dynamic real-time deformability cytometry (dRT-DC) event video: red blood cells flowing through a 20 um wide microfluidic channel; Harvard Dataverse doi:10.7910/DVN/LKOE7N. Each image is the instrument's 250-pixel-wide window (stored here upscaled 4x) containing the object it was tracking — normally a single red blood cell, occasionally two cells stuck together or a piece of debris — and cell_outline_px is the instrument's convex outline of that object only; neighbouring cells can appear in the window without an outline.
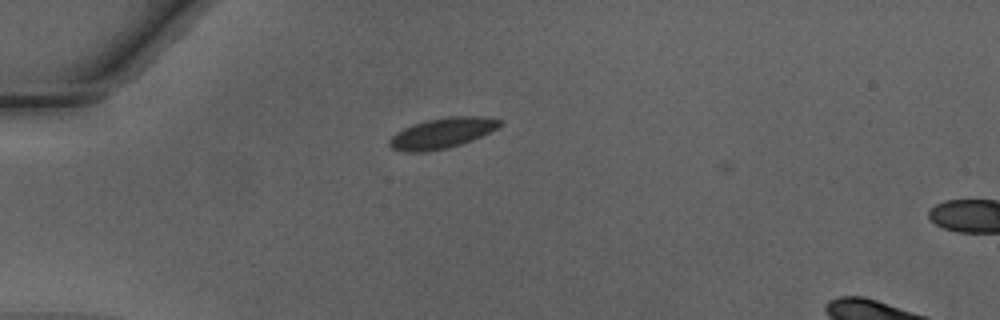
{"species": "Egyptian fruit bat (a non-hibernating species)", "species_latin": "Rousettus aegyptiacus", "temperature_condition": "warm", "stored_images_in_passage": 5, "camera_frame_rate_fps": 3000, "um_per_image_px": 0.085, "animal": {"sex": "male"}, "frame": {"image": 1, "passage_image": 3, "time_ms": 0.667, "image_size_px": [1000, 320], "cell_outline_px": [[504, 124], [472, 140], [448, 148], [424, 152], [404, 152], [392, 148], [388, 144], [388, 140], [396, 132], [412, 124], [428, 120], [448, 116], [484, 116], [504, 120]], "centroid_in_image_um": [37.58, 11.31], "position_along_channel_um": 47.4, "area_um2": 19.65}}